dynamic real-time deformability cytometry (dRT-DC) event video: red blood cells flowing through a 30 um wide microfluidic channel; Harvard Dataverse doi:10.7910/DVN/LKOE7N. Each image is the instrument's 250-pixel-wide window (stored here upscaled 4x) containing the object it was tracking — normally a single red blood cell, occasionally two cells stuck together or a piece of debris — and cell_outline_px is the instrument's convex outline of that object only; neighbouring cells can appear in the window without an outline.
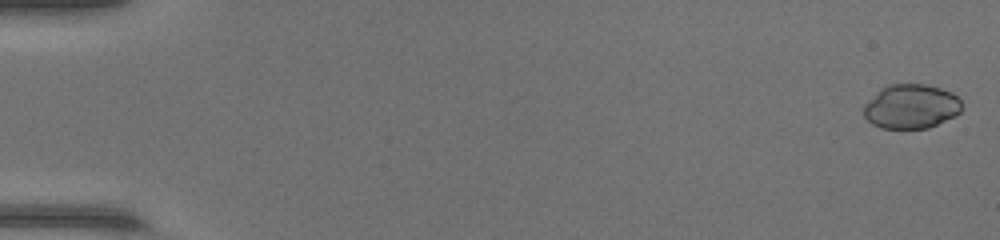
{"species": "common noctule bat (a hibernating species)", "species_latin": "Nyctalus noctula", "temperature_condition": "warm", "stored_images_in_passage": 48, "camera_frame_rate_fps": 3000, "um_per_image_px": 0.085, "animal": {"sex": "female", "body_mass_g": 17.0, "forearm_length_mm": 48.0}, "frame": {"image": 1, "passage_image": 1, "time_ms": 0.0, "image_size_px": [1000, 240], "cell_outline_px": [[960, 112], [956, 116], [928, 128], [880, 128], [872, 124], [864, 116], [864, 104], [884, 88], [892, 84], [924, 84], [940, 88], [952, 92], [960, 100]], "centroid_in_image_um": [77.46, 9.06], "position_along_channel_um": 7.5, "area_um2": 25.03}}
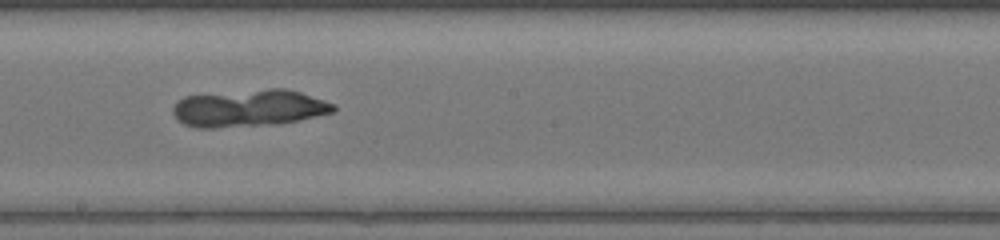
{"frame": {"image": 2, "passage_image": 28, "time_ms": 9.0, "image_size_px": [1000, 240], "cell_outline_px": [[336, 108], [332, 112], [296, 120], [276, 124], [212, 128], [196, 128], [184, 124], [172, 112], [172, 108], [184, 96], [268, 88], [284, 88], [300, 92], [336, 104]], "centroid_in_image_um": [21.16, 9.19], "position_along_channel_um": 227.0, "area_um2": 34.45}}
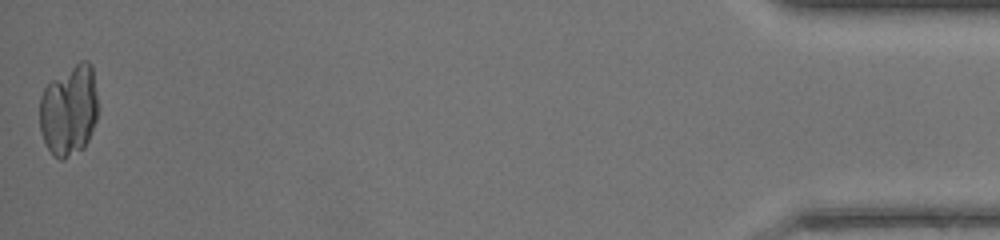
{"frame": {"image": 3, "passage_image": 48, "time_ms": 15.667, "image_size_px": [1000, 240], "cell_outline_px": [[96, 120], [88, 140], [84, 148], [64, 160], [60, 160], [52, 156], [44, 140], [40, 128], [40, 96], [44, 88], [52, 80], [80, 60], [88, 60], [92, 68], [96, 92]], "centroid_in_image_um": [5.85, 9.4], "position_along_channel_um": 429.4, "area_um2": 30.81}}